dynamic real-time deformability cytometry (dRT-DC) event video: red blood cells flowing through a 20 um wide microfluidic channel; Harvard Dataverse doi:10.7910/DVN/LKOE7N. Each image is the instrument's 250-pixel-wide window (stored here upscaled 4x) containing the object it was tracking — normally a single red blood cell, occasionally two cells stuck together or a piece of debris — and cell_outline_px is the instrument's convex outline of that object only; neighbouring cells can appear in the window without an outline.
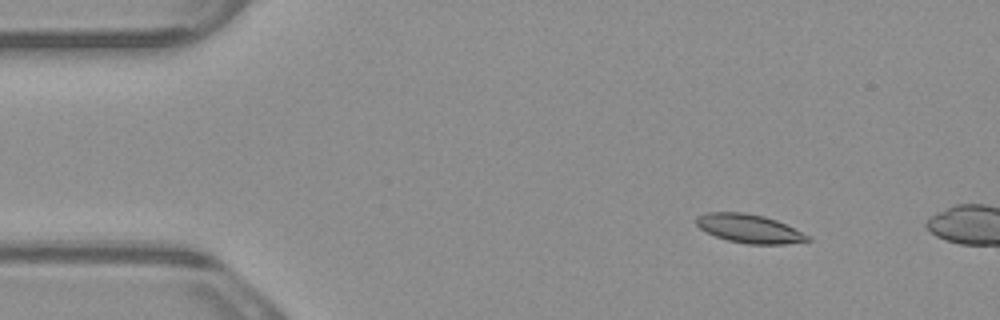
{"species": "common noctule bat (a hibernating species)", "species_latin": "Nyctalus noctula", "temperature_condition": "warm", "stored_images_in_passage": 3, "camera_frame_rate_fps": 3000, "um_per_image_px": 0.085, "animal": {"sex": "male", "body_mass_g": 23.1, "forearm_length_mm": 52.7}, "frame": {"image": 1, "passage_image": 2, "time_ms": 0.333, "image_size_px": [1000, 320], "cell_outline_px": [[812, 240], [784, 244], [748, 244], [728, 240], [716, 236], [700, 228], [696, 224], [696, 216], [704, 212], [744, 212], [764, 216], [776, 220], [812, 236]], "centroid_in_image_um": [63.7, 19.42], "position_along_channel_um": 21.3, "area_um2": 18.61}}